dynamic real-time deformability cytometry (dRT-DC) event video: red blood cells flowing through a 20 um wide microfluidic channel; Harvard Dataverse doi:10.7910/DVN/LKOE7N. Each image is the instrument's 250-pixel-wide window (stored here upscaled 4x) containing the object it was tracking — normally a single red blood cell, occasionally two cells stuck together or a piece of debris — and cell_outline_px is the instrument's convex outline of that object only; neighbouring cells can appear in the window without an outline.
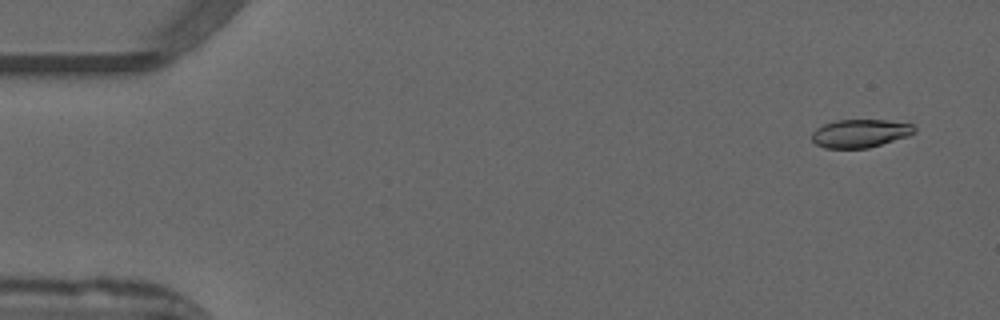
{"species": "common noctule bat (a hibernating species)", "species_latin": "Nyctalus noctula", "temperature_condition": "warm", "stored_images_in_passage": 52, "camera_frame_rate_fps": 3000, "um_per_image_px": 0.085, "animal": {"sex": "male", "forearm_length_mm": 52.5}, "frame": {"image": 1, "passage_image": 3, "time_ms": 0.667, "image_size_px": [1000, 320], "cell_outline_px": [[916, 132], [908, 136], [868, 148], [824, 148], [816, 144], [812, 140], [812, 132], [816, 128], [824, 124], [836, 120], [884, 120], [912, 124], [916, 128]], "centroid_in_image_um": [73.1, 11.34], "position_along_channel_um": 11.9, "area_um2": 16.82}}
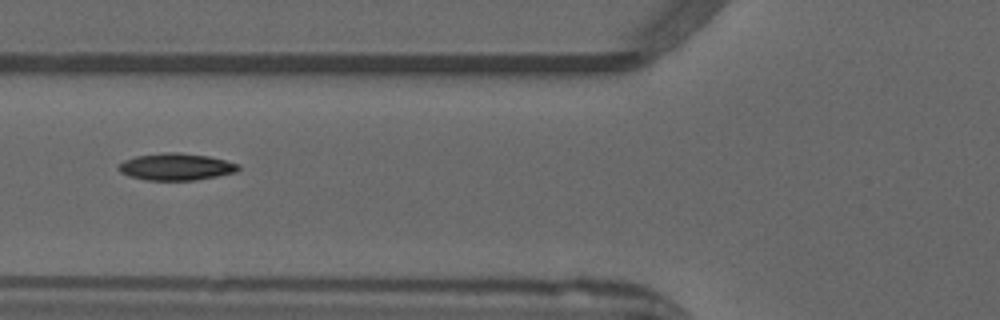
{"frame": {"image": 2, "passage_image": 20, "time_ms": 6.333, "image_size_px": [1000, 320], "cell_outline_px": [[240, 168], [236, 172], [196, 180], [148, 180], [132, 176], [120, 172], [116, 168], [124, 160], [136, 156], [164, 152], [180, 152], [208, 156], [240, 164]], "centroid_in_image_um": [14.98, 14.17], "position_along_channel_um": 110.8, "area_um2": 18.73}}
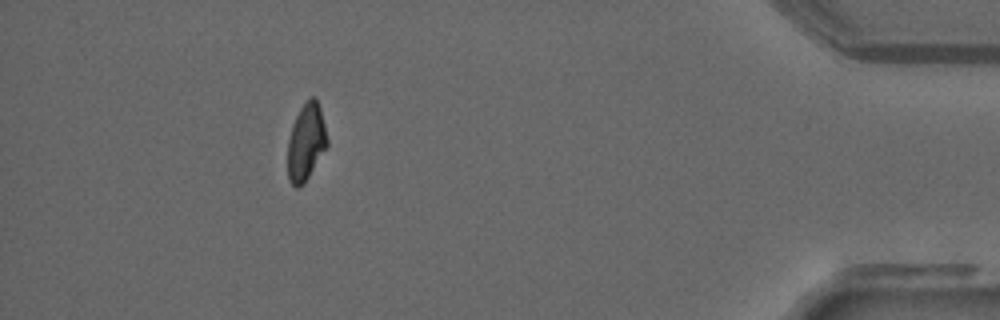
{"frame": {"image": 3, "passage_image": 47, "time_ms": 15.333, "image_size_px": [1000, 320], "cell_outline_px": [[328, 144], [304, 184], [300, 188], [296, 188], [288, 180], [288, 140], [292, 124], [300, 108], [312, 96], [316, 96], [320, 108], [328, 140]], "centroid_in_image_um": [26.0, 12.1], "position_along_channel_um": 409.2, "area_um2": 17.63}, "authors_computed_cell_mechanics": {"area_um2": 18.1781, "velocity_mm_per_s": 3.9561, "shape_relaxation_time_tau1_ms": 10.7647, "shape_relaxation_time_tau2_ms": 3.9042, "deformation_change_tau1": 0.2775, "deformation_change_tau2": 0.0836}}